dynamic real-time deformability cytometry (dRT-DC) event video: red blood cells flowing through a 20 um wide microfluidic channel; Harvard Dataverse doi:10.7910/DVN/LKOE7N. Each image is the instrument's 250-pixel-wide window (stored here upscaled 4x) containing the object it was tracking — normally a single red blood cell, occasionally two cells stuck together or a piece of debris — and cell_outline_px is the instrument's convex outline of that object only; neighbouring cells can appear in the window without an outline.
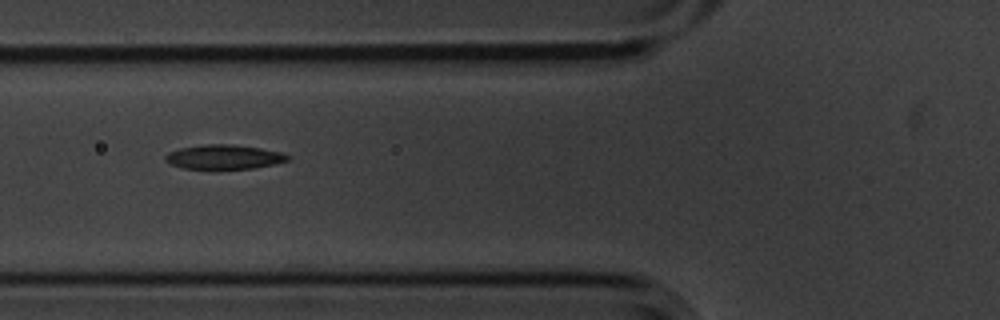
{"species": "common noctule bat (a hibernating species)", "species_latin": "Nyctalus noctula", "temperature_condition": "cold", "stored_images_in_passage": 6, "camera_frame_rate_fps": 3000, "um_per_image_px": 0.085, "animal": {"sex": "male", "body_mass_g": 20.1, "forearm_length_mm": 53.5}, "frame": {"image": 1, "passage_image": 4, "time_ms": 1.0, "image_size_px": [1000, 320], "cell_outline_px": [[292, 156], [288, 160], [276, 164], [252, 168], [184, 168], [172, 164], [164, 160], [164, 156], [168, 152], [180, 148], [204, 144], [232, 144], [260, 148], [280, 152]], "centroid_in_image_um": [19.05, 13.32], "position_along_channel_um": 106.8, "area_um2": 17.22}}
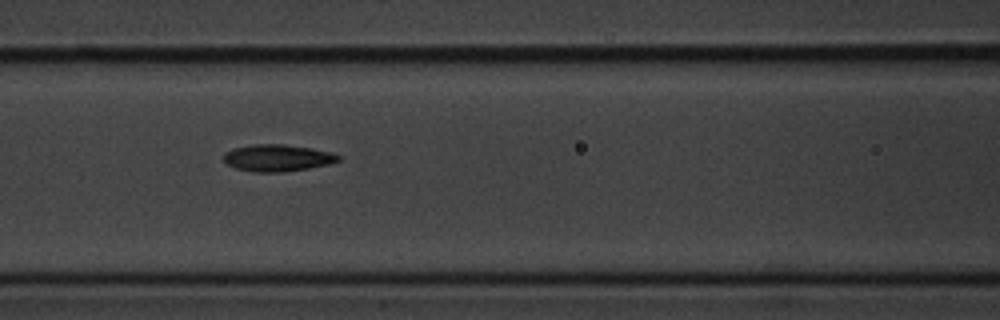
{"frame": {"image": 2, "passage_image": 5, "time_ms": 1.333, "image_size_px": [1000, 320], "cell_outline_px": [[340, 160], [328, 164], [308, 168], [284, 172], [252, 172], [236, 168], [228, 164], [224, 160], [224, 152], [232, 148], [256, 144], [284, 144], [312, 148], [332, 152], [340, 156]], "centroid_in_image_um": [23.58, 13.42], "position_along_channel_um": 143.0, "area_um2": 17.98}}
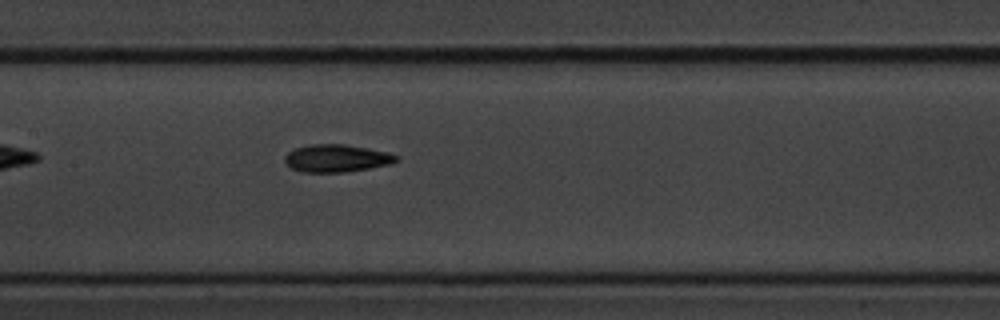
{"frame": {"image": 3, "passage_image": 6, "time_ms": 1.667, "image_size_px": [1000, 320], "cell_outline_px": [[400, 160], [388, 164], [368, 168], [344, 172], [304, 172], [292, 168], [284, 164], [284, 156], [288, 152], [296, 148], [312, 144], [344, 144], [368, 148], [388, 152], [400, 156]], "centroid_in_image_um": [28.61, 13.45], "position_along_channel_um": 178.8, "area_um2": 17.92}}